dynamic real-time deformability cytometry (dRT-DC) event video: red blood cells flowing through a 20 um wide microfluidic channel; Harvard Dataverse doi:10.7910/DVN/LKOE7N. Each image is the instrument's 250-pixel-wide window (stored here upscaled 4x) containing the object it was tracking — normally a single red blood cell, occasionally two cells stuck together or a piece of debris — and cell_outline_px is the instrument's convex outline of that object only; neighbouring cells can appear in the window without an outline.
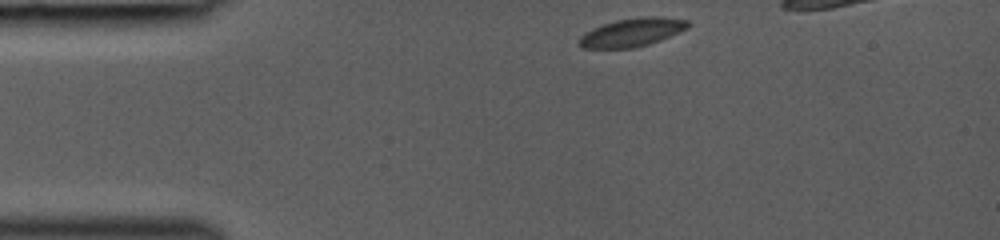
{"species": "common noctule bat (a hibernating species)", "species_latin": "Nyctalus noctula", "temperature_condition": "room temperature", "stored_images_in_passage": 33, "camera_frame_rate_fps": 3000, "um_per_image_px": 0.085, "animal": {"sex": "female", "body_mass_g": 19.0, "forearm_length_mm": 53.3}, "frame": {"image": 1, "passage_image": 1, "time_ms": 0.0, "image_size_px": [1000, 240], "cell_outline_px": [[692, 24], [688, 28], [680, 32], [660, 40], [636, 48], [584, 48], [576, 44], [576, 40], [584, 32], [592, 28], [616, 20], [640, 16], [664, 16], [688, 20]], "centroid_in_image_um": [53.72, 2.74], "position_along_channel_um": 31.3, "area_um2": 18.38}}
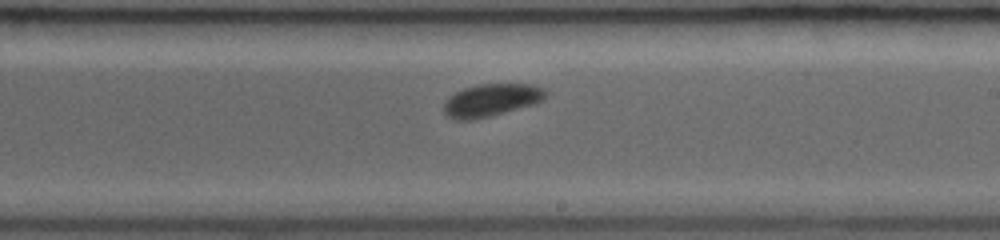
{"frame": {"image": 2, "passage_image": 19, "time_ms": 6.0, "image_size_px": [1000, 240], "cell_outline_px": [[548, 96], [544, 100], [536, 104], [472, 120], [456, 120], [448, 116], [444, 112], [444, 100], [448, 96], [464, 88], [476, 84], [532, 84], [544, 88], [548, 92]], "centroid_in_image_um": [41.79, 8.5], "position_along_channel_um": 247.2, "area_um2": 19.54}}
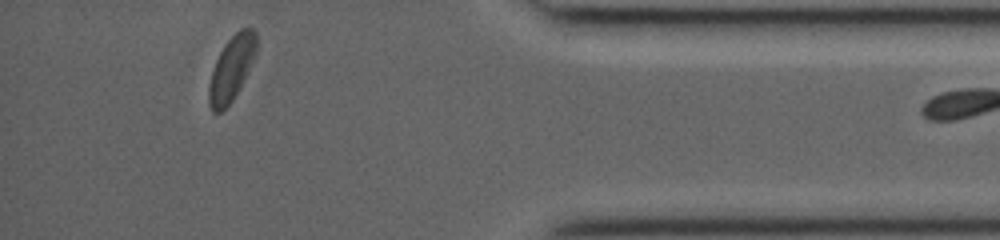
{"frame": {"image": 3, "passage_image": 32, "time_ms": 10.333, "image_size_px": [1000, 240], "cell_outline_px": [[256, 52], [232, 100], [220, 112], [212, 112], [208, 104], [208, 88], [212, 72], [216, 60], [224, 44], [240, 28], [252, 28], [256, 32]], "centroid_in_image_um": [19.64, 5.8], "position_along_channel_um": 415.6, "area_um2": 17.28}}